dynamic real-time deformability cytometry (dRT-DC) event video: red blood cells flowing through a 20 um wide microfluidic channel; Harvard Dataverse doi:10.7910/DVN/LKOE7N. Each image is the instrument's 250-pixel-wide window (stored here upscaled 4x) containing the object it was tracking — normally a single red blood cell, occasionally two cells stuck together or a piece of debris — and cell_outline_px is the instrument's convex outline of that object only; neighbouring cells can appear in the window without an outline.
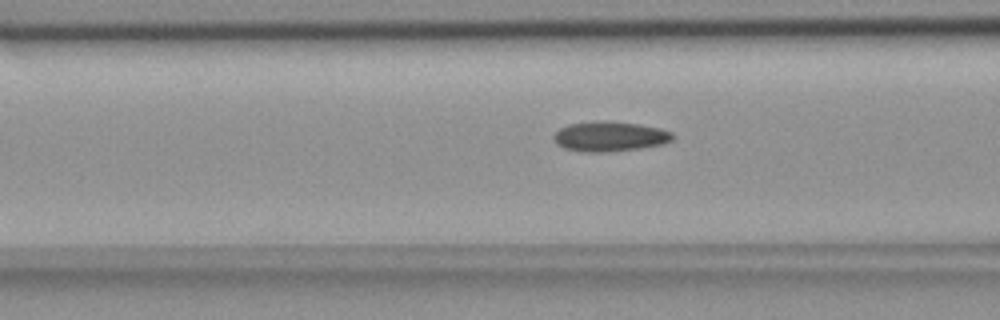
{"species": "common noctule bat (a hibernating species)", "species_latin": "Nyctalus noctula", "temperature_condition": "room temperature", "stored_images_in_passage": 26, "camera_frame_rate_fps": 3000, "um_per_image_px": 0.085, "animal": {"sex": "female", "body_mass_g": 18.4}, "frame": {"image": 1, "passage_image": 5, "time_ms": 1.333, "image_size_px": [1000, 320], "cell_outline_px": [[676, 136], [672, 140], [664, 144], [640, 148], [608, 152], [580, 152], [564, 148], [556, 144], [552, 136], [560, 128], [568, 124], [608, 120], [640, 124], [660, 128], [672, 132]], "centroid_in_image_um": [51.84, 11.6], "position_along_channel_um": 114.8, "area_um2": 21.04}}
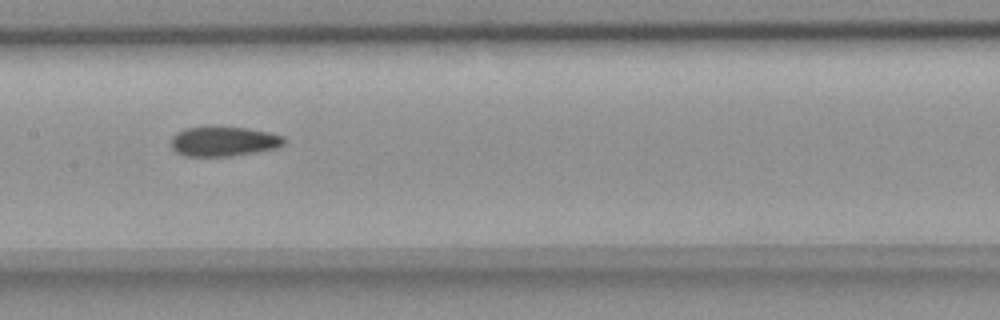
{"frame": {"image": 2, "passage_image": 11, "time_ms": 3.333, "image_size_px": [1000, 320], "cell_outline_px": [[284, 144], [276, 148], [256, 152], [232, 156], [184, 156], [176, 152], [168, 144], [172, 136], [176, 132], [184, 128], [248, 128], [268, 132], [284, 136]], "centroid_in_image_um": [18.97, 12.04], "position_along_channel_um": 188.4, "area_um2": 19.48}}
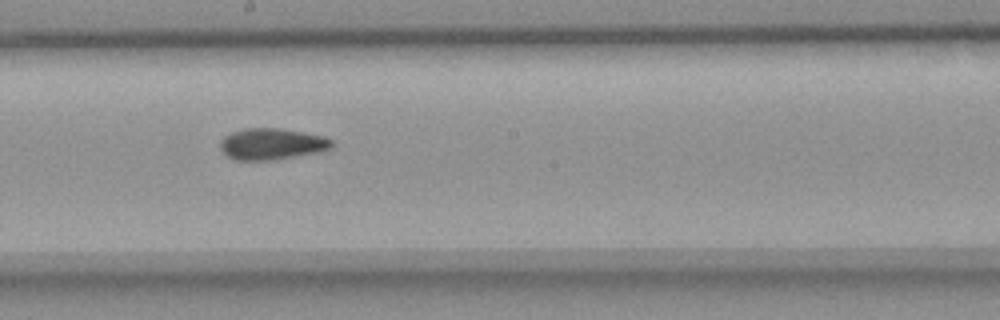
{"frame": {"image": 3, "passage_image": 14, "time_ms": 4.333, "image_size_px": [1000, 320], "cell_outline_px": [[332, 148], [324, 152], [276, 160], [236, 160], [228, 156], [220, 148], [220, 140], [224, 136], [232, 132], [244, 128], [276, 128], [324, 136], [332, 140]], "centroid_in_image_um": [23.13, 12.25], "position_along_channel_um": 225.1, "area_um2": 20.58}}